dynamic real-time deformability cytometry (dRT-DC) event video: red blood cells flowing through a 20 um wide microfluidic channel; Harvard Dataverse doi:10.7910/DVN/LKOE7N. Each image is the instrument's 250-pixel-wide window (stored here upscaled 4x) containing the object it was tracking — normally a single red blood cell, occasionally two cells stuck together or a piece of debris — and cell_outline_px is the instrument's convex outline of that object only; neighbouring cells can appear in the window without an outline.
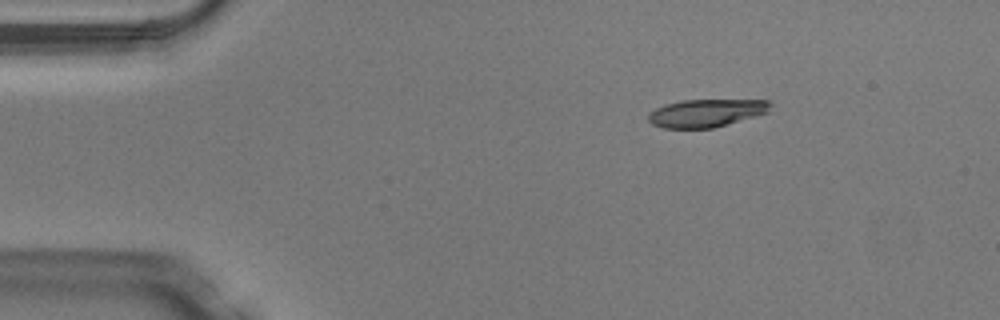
{"species": "Egyptian fruit bat (a non-hibernating species)", "species_latin": "Rousettus aegyptiacus", "temperature_condition": "warm", "stored_images_in_passage": 4, "camera_frame_rate_fps": 3000, "um_per_image_px": 0.085, "animal": {"sex": "male"}, "frame": {"image": 1, "passage_image": 1, "time_ms": 0.0, "image_size_px": [1000, 320], "cell_outline_px": [[772, 104], [768, 112], [756, 116], [712, 128], [664, 128], [652, 124], [648, 120], [648, 112], [664, 104], [680, 100], [768, 100]], "centroid_in_image_um": [60.0, 9.6], "position_along_channel_um": 25.0, "area_um2": 19.83}}
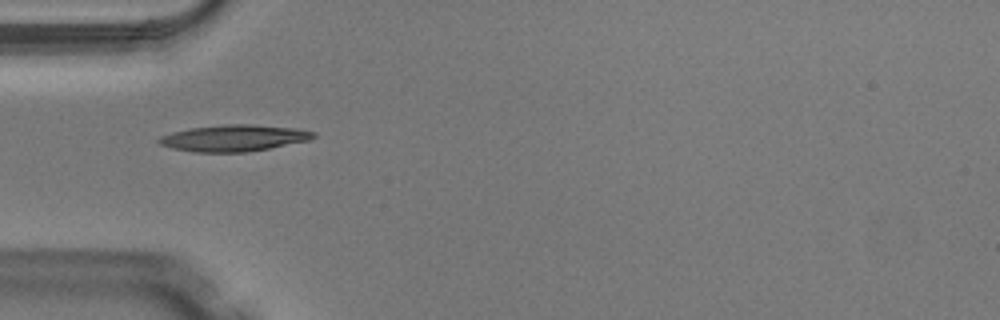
{"frame": {"image": 2, "passage_image": 3, "time_ms": 0.667, "image_size_px": [1000, 320], "cell_outline_px": [[316, 136], [312, 140], [268, 148], [244, 152], [192, 152], [172, 148], [160, 144], [156, 140], [160, 136], [172, 132], [192, 128], [224, 124], [252, 124], [296, 128], [316, 132]], "centroid_in_image_um": [19.9, 11.73], "position_along_channel_um": 65.1, "area_um2": 23.87}}